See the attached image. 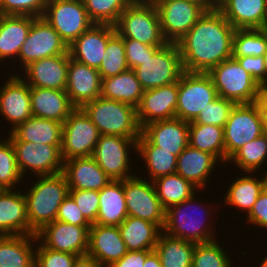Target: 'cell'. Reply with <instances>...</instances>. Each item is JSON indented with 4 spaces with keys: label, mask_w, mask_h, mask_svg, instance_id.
<instances>
[{
    "label": "cell",
    "mask_w": 267,
    "mask_h": 267,
    "mask_svg": "<svg viewBox=\"0 0 267 267\" xmlns=\"http://www.w3.org/2000/svg\"><path fill=\"white\" fill-rule=\"evenodd\" d=\"M3 189L0 191V236L36 235L30 228L27 202L23 191Z\"/></svg>",
    "instance_id": "24"
},
{
    "label": "cell",
    "mask_w": 267,
    "mask_h": 267,
    "mask_svg": "<svg viewBox=\"0 0 267 267\" xmlns=\"http://www.w3.org/2000/svg\"><path fill=\"white\" fill-rule=\"evenodd\" d=\"M153 250L127 251V253L110 267H143L146 257Z\"/></svg>",
    "instance_id": "55"
},
{
    "label": "cell",
    "mask_w": 267,
    "mask_h": 267,
    "mask_svg": "<svg viewBox=\"0 0 267 267\" xmlns=\"http://www.w3.org/2000/svg\"><path fill=\"white\" fill-rule=\"evenodd\" d=\"M196 196L197 193L187 200L173 205L166 210L163 231L171 237L191 241L196 244L218 240V238L216 239L214 236L217 233H214L216 228L213 227V225L216 224L213 222L215 221H211L210 219V217L213 218L212 215L215 214L213 211H215L216 208H212L209 204L205 208V205L202 202H198L199 200ZM191 210H193V212ZM195 211L197 213H195ZM203 218L206 219L204 220ZM208 219L209 221H207Z\"/></svg>",
    "instance_id": "2"
},
{
    "label": "cell",
    "mask_w": 267,
    "mask_h": 267,
    "mask_svg": "<svg viewBox=\"0 0 267 267\" xmlns=\"http://www.w3.org/2000/svg\"><path fill=\"white\" fill-rule=\"evenodd\" d=\"M127 216L124 180H111L99 191V210L95 224L119 226Z\"/></svg>",
    "instance_id": "33"
},
{
    "label": "cell",
    "mask_w": 267,
    "mask_h": 267,
    "mask_svg": "<svg viewBox=\"0 0 267 267\" xmlns=\"http://www.w3.org/2000/svg\"><path fill=\"white\" fill-rule=\"evenodd\" d=\"M97 70L102 79L116 76L129 70L123 37L117 32L108 40L103 60Z\"/></svg>",
    "instance_id": "43"
},
{
    "label": "cell",
    "mask_w": 267,
    "mask_h": 267,
    "mask_svg": "<svg viewBox=\"0 0 267 267\" xmlns=\"http://www.w3.org/2000/svg\"><path fill=\"white\" fill-rule=\"evenodd\" d=\"M211 76L218 96L235 104L258 102L262 96V86L246 72L234 58L227 59L213 67Z\"/></svg>",
    "instance_id": "5"
},
{
    "label": "cell",
    "mask_w": 267,
    "mask_h": 267,
    "mask_svg": "<svg viewBox=\"0 0 267 267\" xmlns=\"http://www.w3.org/2000/svg\"><path fill=\"white\" fill-rule=\"evenodd\" d=\"M178 81L169 85L144 91L136 108L141 129L155 121L176 117Z\"/></svg>",
    "instance_id": "19"
},
{
    "label": "cell",
    "mask_w": 267,
    "mask_h": 267,
    "mask_svg": "<svg viewBox=\"0 0 267 267\" xmlns=\"http://www.w3.org/2000/svg\"><path fill=\"white\" fill-rule=\"evenodd\" d=\"M261 112L263 116L264 134L267 136V99L262 95L259 100Z\"/></svg>",
    "instance_id": "59"
},
{
    "label": "cell",
    "mask_w": 267,
    "mask_h": 267,
    "mask_svg": "<svg viewBox=\"0 0 267 267\" xmlns=\"http://www.w3.org/2000/svg\"><path fill=\"white\" fill-rule=\"evenodd\" d=\"M30 96L34 117L64 123L76 109L64 90L30 87Z\"/></svg>",
    "instance_id": "29"
},
{
    "label": "cell",
    "mask_w": 267,
    "mask_h": 267,
    "mask_svg": "<svg viewBox=\"0 0 267 267\" xmlns=\"http://www.w3.org/2000/svg\"><path fill=\"white\" fill-rule=\"evenodd\" d=\"M217 97V90L208 73L184 71L178 81L176 118L192 122Z\"/></svg>",
    "instance_id": "10"
},
{
    "label": "cell",
    "mask_w": 267,
    "mask_h": 267,
    "mask_svg": "<svg viewBox=\"0 0 267 267\" xmlns=\"http://www.w3.org/2000/svg\"><path fill=\"white\" fill-rule=\"evenodd\" d=\"M189 145L214 155L225 164L224 127L205 124H189Z\"/></svg>",
    "instance_id": "39"
},
{
    "label": "cell",
    "mask_w": 267,
    "mask_h": 267,
    "mask_svg": "<svg viewBox=\"0 0 267 267\" xmlns=\"http://www.w3.org/2000/svg\"><path fill=\"white\" fill-rule=\"evenodd\" d=\"M63 54H69L68 46L58 32L43 17H36L17 58L19 72L15 68L12 74H20V70L35 61Z\"/></svg>",
    "instance_id": "13"
},
{
    "label": "cell",
    "mask_w": 267,
    "mask_h": 267,
    "mask_svg": "<svg viewBox=\"0 0 267 267\" xmlns=\"http://www.w3.org/2000/svg\"><path fill=\"white\" fill-rule=\"evenodd\" d=\"M246 225L251 224V226L257 228H265L267 230V185L261 191L258 199L254 203L251 211L245 216Z\"/></svg>",
    "instance_id": "53"
},
{
    "label": "cell",
    "mask_w": 267,
    "mask_h": 267,
    "mask_svg": "<svg viewBox=\"0 0 267 267\" xmlns=\"http://www.w3.org/2000/svg\"><path fill=\"white\" fill-rule=\"evenodd\" d=\"M238 61L241 67L248 72L253 79L263 86L265 84V60L264 56L232 57Z\"/></svg>",
    "instance_id": "54"
},
{
    "label": "cell",
    "mask_w": 267,
    "mask_h": 267,
    "mask_svg": "<svg viewBox=\"0 0 267 267\" xmlns=\"http://www.w3.org/2000/svg\"><path fill=\"white\" fill-rule=\"evenodd\" d=\"M34 16L0 14V64L17 61L20 49L26 41ZM15 59V60H14ZM6 60V61H5ZM14 60V61H12Z\"/></svg>",
    "instance_id": "31"
},
{
    "label": "cell",
    "mask_w": 267,
    "mask_h": 267,
    "mask_svg": "<svg viewBox=\"0 0 267 267\" xmlns=\"http://www.w3.org/2000/svg\"><path fill=\"white\" fill-rule=\"evenodd\" d=\"M89 229L55 220L46 224L36 236L48 249L82 256L87 254Z\"/></svg>",
    "instance_id": "18"
},
{
    "label": "cell",
    "mask_w": 267,
    "mask_h": 267,
    "mask_svg": "<svg viewBox=\"0 0 267 267\" xmlns=\"http://www.w3.org/2000/svg\"><path fill=\"white\" fill-rule=\"evenodd\" d=\"M42 17L58 32L67 46L94 24L83 0H47Z\"/></svg>",
    "instance_id": "12"
},
{
    "label": "cell",
    "mask_w": 267,
    "mask_h": 267,
    "mask_svg": "<svg viewBox=\"0 0 267 267\" xmlns=\"http://www.w3.org/2000/svg\"><path fill=\"white\" fill-rule=\"evenodd\" d=\"M114 26L123 39H134L149 46H164L168 43L162 35L159 13L154 4L133 0Z\"/></svg>",
    "instance_id": "6"
},
{
    "label": "cell",
    "mask_w": 267,
    "mask_h": 267,
    "mask_svg": "<svg viewBox=\"0 0 267 267\" xmlns=\"http://www.w3.org/2000/svg\"><path fill=\"white\" fill-rule=\"evenodd\" d=\"M75 254L46 248L38 239L35 250V267H72Z\"/></svg>",
    "instance_id": "48"
},
{
    "label": "cell",
    "mask_w": 267,
    "mask_h": 267,
    "mask_svg": "<svg viewBox=\"0 0 267 267\" xmlns=\"http://www.w3.org/2000/svg\"><path fill=\"white\" fill-rule=\"evenodd\" d=\"M62 124L54 120L30 117L11 132L20 140L38 144L61 145Z\"/></svg>",
    "instance_id": "37"
},
{
    "label": "cell",
    "mask_w": 267,
    "mask_h": 267,
    "mask_svg": "<svg viewBox=\"0 0 267 267\" xmlns=\"http://www.w3.org/2000/svg\"><path fill=\"white\" fill-rule=\"evenodd\" d=\"M134 1L139 2V3H143V4H154V5H156L161 0H134Z\"/></svg>",
    "instance_id": "60"
},
{
    "label": "cell",
    "mask_w": 267,
    "mask_h": 267,
    "mask_svg": "<svg viewBox=\"0 0 267 267\" xmlns=\"http://www.w3.org/2000/svg\"><path fill=\"white\" fill-rule=\"evenodd\" d=\"M195 244L162 232L154 251L157 253L162 267H192Z\"/></svg>",
    "instance_id": "38"
},
{
    "label": "cell",
    "mask_w": 267,
    "mask_h": 267,
    "mask_svg": "<svg viewBox=\"0 0 267 267\" xmlns=\"http://www.w3.org/2000/svg\"><path fill=\"white\" fill-rule=\"evenodd\" d=\"M133 0H83L89 18L96 24L115 25Z\"/></svg>",
    "instance_id": "46"
},
{
    "label": "cell",
    "mask_w": 267,
    "mask_h": 267,
    "mask_svg": "<svg viewBox=\"0 0 267 267\" xmlns=\"http://www.w3.org/2000/svg\"><path fill=\"white\" fill-rule=\"evenodd\" d=\"M69 196L77 204L85 219L91 225L95 224L99 210V191L69 190Z\"/></svg>",
    "instance_id": "50"
},
{
    "label": "cell",
    "mask_w": 267,
    "mask_h": 267,
    "mask_svg": "<svg viewBox=\"0 0 267 267\" xmlns=\"http://www.w3.org/2000/svg\"><path fill=\"white\" fill-rule=\"evenodd\" d=\"M235 28L217 9L206 11L178 41L183 69L208 73L219 63L232 58Z\"/></svg>",
    "instance_id": "1"
},
{
    "label": "cell",
    "mask_w": 267,
    "mask_h": 267,
    "mask_svg": "<svg viewBox=\"0 0 267 267\" xmlns=\"http://www.w3.org/2000/svg\"><path fill=\"white\" fill-rule=\"evenodd\" d=\"M0 140V186L3 189H16L20 187L25 178L17 165L16 153L11 140L7 137Z\"/></svg>",
    "instance_id": "45"
},
{
    "label": "cell",
    "mask_w": 267,
    "mask_h": 267,
    "mask_svg": "<svg viewBox=\"0 0 267 267\" xmlns=\"http://www.w3.org/2000/svg\"><path fill=\"white\" fill-rule=\"evenodd\" d=\"M234 106L235 103L233 101L218 96L203 111H200L199 115L192 122H189V124L224 127Z\"/></svg>",
    "instance_id": "47"
},
{
    "label": "cell",
    "mask_w": 267,
    "mask_h": 267,
    "mask_svg": "<svg viewBox=\"0 0 267 267\" xmlns=\"http://www.w3.org/2000/svg\"><path fill=\"white\" fill-rule=\"evenodd\" d=\"M219 241L195 244L192 267H233L232 258Z\"/></svg>",
    "instance_id": "44"
},
{
    "label": "cell",
    "mask_w": 267,
    "mask_h": 267,
    "mask_svg": "<svg viewBox=\"0 0 267 267\" xmlns=\"http://www.w3.org/2000/svg\"><path fill=\"white\" fill-rule=\"evenodd\" d=\"M35 243L36 235L0 236V267H35Z\"/></svg>",
    "instance_id": "32"
},
{
    "label": "cell",
    "mask_w": 267,
    "mask_h": 267,
    "mask_svg": "<svg viewBox=\"0 0 267 267\" xmlns=\"http://www.w3.org/2000/svg\"><path fill=\"white\" fill-rule=\"evenodd\" d=\"M26 192L27 215L30 228L37 233L46 224L56 220L59 206L69 195L64 174L36 176Z\"/></svg>",
    "instance_id": "3"
},
{
    "label": "cell",
    "mask_w": 267,
    "mask_h": 267,
    "mask_svg": "<svg viewBox=\"0 0 267 267\" xmlns=\"http://www.w3.org/2000/svg\"><path fill=\"white\" fill-rule=\"evenodd\" d=\"M127 253L118 226L92 224L89 229L87 254L103 267H110Z\"/></svg>",
    "instance_id": "23"
},
{
    "label": "cell",
    "mask_w": 267,
    "mask_h": 267,
    "mask_svg": "<svg viewBox=\"0 0 267 267\" xmlns=\"http://www.w3.org/2000/svg\"><path fill=\"white\" fill-rule=\"evenodd\" d=\"M102 78L96 68L89 67L70 57L66 93L76 108L101 95Z\"/></svg>",
    "instance_id": "22"
},
{
    "label": "cell",
    "mask_w": 267,
    "mask_h": 267,
    "mask_svg": "<svg viewBox=\"0 0 267 267\" xmlns=\"http://www.w3.org/2000/svg\"><path fill=\"white\" fill-rule=\"evenodd\" d=\"M127 251L154 250L163 230L155 223L127 216L118 226Z\"/></svg>",
    "instance_id": "34"
},
{
    "label": "cell",
    "mask_w": 267,
    "mask_h": 267,
    "mask_svg": "<svg viewBox=\"0 0 267 267\" xmlns=\"http://www.w3.org/2000/svg\"><path fill=\"white\" fill-rule=\"evenodd\" d=\"M137 139L100 135L92 157L111 180L123 181L136 175L132 173L130 154H137Z\"/></svg>",
    "instance_id": "7"
},
{
    "label": "cell",
    "mask_w": 267,
    "mask_h": 267,
    "mask_svg": "<svg viewBox=\"0 0 267 267\" xmlns=\"http://www.w3.org/2000/svg\"><path fill=\"white\" fill-rule=\"evenodd\" d=\"M72 267H103L95 258L88 254L78 256Z\"/></svg>",
    "instance_id": "56"
},
{
    "label": "cell",
    "mask_w": 267,
    "mask_h": 267,
    "mask_svg": "<svg viewBox=\"0 0 267 267\" xmlns=\"http://www.w3.org/2000/svg\"><path fill=\"white\" fill-rule=\"evenodd\" d=\"M143 93L144 89L132 69L102 79L100 96L106 99L126 103L137 108Z\"/></svg>",
    "instance_id": "35"
},
{
    "label": "cell",
    "mask_w": 267,
    "mask_h": 267,
    "mask_svg": "<svg viewBox=\"0 0 267 267\" xmlns=\"http://www.w3.org/2000/svg\"><path fill=\"white\" fill-rule=\"evenodd\" d=\"M143 267H162L160 259L154 250L146 257Z\"/></svg>",
    "instance_id": "58"
},
{
    "label": "cell",
    "mask_w": 267,
    "mask_h": 267,
    "mask_svg": "<svg viewBox=\"0 0 267 267\" xmlns=\"http://www.w3.org/2000/svg\"><path fill=\"white\" fill-rule=\"evenodd\" d=\"M262 95L267 99V82L262 86Z\"/></svg>",
    "instance_id": "62"
},
{
    "label": "cell",
    "mask_w": 267,
    "mask_h": 267,
    "mask_svg": "<svg viewBox=\"0 0 267 267\" xmlns=\"http://www.w3.org/2000/svg\"><path fill=\"white\" fill-rule=\"evenodd\" d=\"M133 71L144 91L179 81L184 69L178 45L166 43Z\"/></svg>",
    "instance_id": "8"
},
{
    "label": "cell",
    "mask_w": 267,
    "mask_h": 267,
    "mask_svg": "<svg viewBox=\"0 0 267 267\" xmlns=\"http://www.w3.org/2000/svg\"><path fill=\"white\" fill-rule=\"evenodd\" d=\"M8 133L15 149L17 165L24 178L27 171L35 176L54 175L63 171L61 145L20 141L12 132Z\"/></svg>",
    "instance_id": "11"
},
{
    "label": "cell",
    "mask_w": 267,
    "mask_h": 267,
    "mask_svg": "<svg viewBox=\"0 0 267 267\" xmlns=\"http://www.w3.org/2000/svg\"><path fill=\"white\" fill-rule=\"evenodd\" d=\"M47 0H0L1 15L42 17Z\"/></svg>",
    "instance_id": "49"
},
{
    "label": "cell",
    "mask_w": 267,
    "mask_h": 267,
    "mask_svg": "<svg viewBox=\"0 0 267 267\" xmlns=\"http://www.w3.org/2000/svg\"><path fill=\"white\" fill-rule=\"evenodd\" d=\"M56 220L76 226L91 227V224L85 219L77 204L69 195L59 206Z\"/></svg>",
    "instance_id": "52"
},
{
    "label": "cell",
    "mask_w": 267,
    "mask_h": 267,
    "mask_svg": "<svg viewBox=\"0 0 267 267\" xmlns=\"http://www.w3.org/2000/svg\"><path fill=\"white\" fill-rule=\"evenodd\" d=\"M161 31L168 43L178 42L206 10L187 0H161L156 4Z\"/></svg>",
    "instance_id": "16"
},
{
    "label": "cell",
    "mask_w": 267,
    "mask_h": 267,
    "mask_svg": "<svg viewBox=\"0 0 267 267\" xmlns=\"http://www.w3.org/2000/svg\"><path fill=\"white\" fill-rule=\"evenodd\" d=\"M145 163L147 180L176 173L177 156L153 145L142 133L137 139V157ZM148 171V172H147Z\"/></svg>",
    "instance_id": "36"
},
{
    "label": "cell",
    "mask_w": 267,
    "mask_h": 267,
    "mask_svg": "<svg viewBox=\"0 0 267 267\" xmlns=\"http://www.w3.org/2000/svg\"><path fill=\"white\" fill-rule=\"evenodd\" d=\"M218 10L235 29L267 27V0H220Z\"/></svg>",
    "instance_id": "26"
},
{
    "label": "cell",
    "mask_w": 267,
    "mask_h": 267,
    "mask_svg": "<svg viewBox=\"0 0 267 267\" xmlns=\"http://www.w3.org/2000/svg\"><path fill=\"white\" fill-rule=\"evenodd\" d=\"M100 132L81 108H76L62 124L63 160L93 155Z\"/></svg>",
    "instance_id": "14"
},
{
    "label": "cell",
    "mask_w": 267,
    "mask_h": 267,
    "mask_svg": "<svg viewBox=\"0 0 267 267\" xmlns=\"http://www.w3.org/2000/svg\"><path fill=\"white\" fill-rule=\"evenodd\" d=\"M265 60V83L267 82V52L263 55Z\"/></svg>",
    "instance_id": "61"
},
{
    "label": "cell",
    "mask_w": 267,
    "mask_h": 267,
    "mask_svg": "<svg viewBox=\"0 0 267 267\" xmlns=\"http://www.w3.org/2000/svg\"><path fill=\"white\" fill-rule=\"evenodd\" d=\"M6 79L0 84V115L11 126V132L33 115L30 86L18 74H9Z\"/></svg>",
    "instance_id": "17"
},
{
    "label": "cell",
    "mask_w": 267,
    "mask_h": 267,
    "mask_svg": "<svg viewBox=\"0 0 267 267\" xmlns=\"http://www.w3.org/2000/svg\"><path fill=\"white\" fill-rule=\"evenodd\" d=\"M267 161V136L260 137L247 142L240 147L227 161V164H235L241 172H260ZM234 162V163H233ZM264 164V165H263ZM259 169V171H258Z\"/></svg>",
    "instance_id": "41"
},
{
    "label": "cell",
    "mask_w": 267,
    "mask_h": 267,
    "mask_svg": "<svg viewBox=\"0 0 267 267\" xmlns=\"http://www.w3.org/2000/svg\"><path fill=\"white\" fill-rule=\"evenodd\" d=\"M141 133L160 150L177 157L189 145V122L176 117L147 124Z\"/></svg>",
    "instance_id": "25"
},
{
    "label": "cell",
    "mask_w": 267,
    "mask_h": 267,
    "mask_svg": "<svg viewBox=\"0 0 267 267\" xmlns=\"http://www.w3.org/2000/svg\"><path fill=\"white\" fill-rule=\"evenodd\" d=\"M261 263L259 264V267H267V254L264 259H261Z\"/></svg>",
    "instance_id": "63"
},
{
    "label": "cell",
    "mask_w": 267,
    "mask_h": 267,
    "mask_svg": "<svg viewBox=\"0 0 267 267\" xmlns=\"http://www.w3.org/2000/svg\"><path fill=\"white\" fill-rule=\"evenodd\" d=\"M126 61L129 69H135L143 64L148 57H152L153 54L163 46H149L134 39H123Z\"/></svg>",
    "instance_id": "51"
},
{
    "label": "cell",
    "mask_w": 267,
    "mask_h": 267,
    "mask_svg": "<svg viewBox=\"0 0 267 267\" xmlns=\"http://www.w3.org/2000/svg\"><path fill=\"white\" fill-rule=\"evenodd\" d=\"M81 109L97 127L101 135L139 138L141 127L136 108L119 101L98 97Z\"/></svg>",
    "instance_id": "4"
},
{
    "label": "cell",
    "mask_w": 267,
    "mask_h": 267,
    "mask_svg": "<svg viewBox=\"0 0 267 267\" xmlns=\"http://www.w3.org/2000/svg\"><path fill=\"white\" fill-rule=\"evenodd\" d=\"M264 171L260 178L257 177L256 172H244L243 176L235 177L236 179L231 181L232 183L228 187H224L228 188L223 195L225 205L228 204V207L237 208L247 215L267 185V170L264 169Z\"/></svg>",
    "instance_id": "30"
},
{
    "label": "cell",
    "mask_w": 267,
    "mask_h": 267,
    "mask_svg": "<svg viewBox=\"0 0 267 267\" xmlns=\"http://www.w3.org/2000/svg\"><path fill=\"white\" fill-rule=\"evenodd\" d=\"M267 52V29H235L232 57L263 56Z\"/></svg>",
    "instance_id": "42"
},
{
    "label": "cell",
    "mask_w": 267,
    "mask_h": 267,
    "mask_svg": "<svg viewBox=\"0 0 267 267\" xmlns=\"http://www.w3.org/2000/svg\"><path fill=\"white\" fill-rule=\"evenodd\" d=\"M158 198L165 210L192 197L199 189L177 173L153 180Z\"/></svg>",
    "instance_id": "40"
},
{
    "label": "cell",
    "mask_w": 267,
    "mask_h": 267,
    "mask_svg": "<svg viewBox=\"0 0 267 267\" xmlns=\"http://www.w3.org/2000/svg\"><path fill=\"white\" fill-rule=\"evenodd\" d=\"M264 134L258 102L235 104L224 126L225 163L244 144Z\"/></svg>",
    "instance_id": "9"
},
{
    "label": "cell",
    "mask_w": 267,
    "mask_h": 267,
    "mask_svg": "<svg viewBox=\"0 0 267 267\" xmlns=\"http://www.w3.org/2000/svg\"><path fill=\"white\" fill-rule=\"evenodd\" d=\"M202 6L206 11L217 10L220 0H187Z\"/></svg>",
    "instance_id": "57"
},
{
    "label": "cell",
    "mask_w": 267,
    "mask_h": 267,
    "mask_svg": "<svg viewBox=\"0 0 267 267\" xmlns=\"http://www.w3.org/2000/svg\"><path fill=\"white\" fill-rule=\"evenodd\" d=\"M68 64L69 54L46 57L30 63L18 75L30 87L65 91L67 86Z\"/></svg>",
    "instance_id": "21"
},
{
    "label": "cell",
    "mask_w": 267,
    "mask_h": 267,
    "mask_svg": "<svg viewBox=\"0 0 267 267\" xmlns=\"http://www.w3.org/2000/svg\"><path fill=\"white\" fill-rule=\"evenodd\" d=\"M124 195L128 216L155 223L163 230L166 210L161 205L153 181L136 173L124 180Z\"/></svg>",
    "instance_id": "15"
},
{
    "label": "cell",
    "mask_w": 267,
    "mask_h": 267,
    "mask_svg": "<svg viewBox=\"0 0 267 267\" xmlns=\"http://www.w3.org/2000/svg\"><path fill=\"white\" fill-rule=\"evenodd\" d=\"M62 173L69 190L100 191L111 181L92 156L65 160Z\"/></svg>",
    "instance_id": "28"
},
{
    "label": "cell",
    "mask_w": 267,
    "mask_h": 267,
    "mask_svg": "<svg viewBox=\"0 0 267 267\" xmlns=\"http://www.w3.org/2000/svg\"><path fill=\"white\" fill-rule=\"evenodd\" d=\"M115 33L114 25L94 23L68 46L70 57L98 69L103 60L108 40Z\"/></svg>",
    "instance_id": "20"
},
{
    "label": "cell",
    "mask_w": 267,
    "mask_h": 267,
    "mask_svg": "<svg viewBox=\"0 0 267 267\" xmlns=\"http://www.w3.org/2000/svg\"><path fill=\"white\" fill-rule=\"evenodd\" d=\"M218 161L214 155L188 145L177 157L176 173L196 186L199 191H205L208 190L206 185L210 186L208 180L210 175L215 173L214 168L221 164Z\"/></svg>",
    "instance_id": "27"
}]
</instances>
